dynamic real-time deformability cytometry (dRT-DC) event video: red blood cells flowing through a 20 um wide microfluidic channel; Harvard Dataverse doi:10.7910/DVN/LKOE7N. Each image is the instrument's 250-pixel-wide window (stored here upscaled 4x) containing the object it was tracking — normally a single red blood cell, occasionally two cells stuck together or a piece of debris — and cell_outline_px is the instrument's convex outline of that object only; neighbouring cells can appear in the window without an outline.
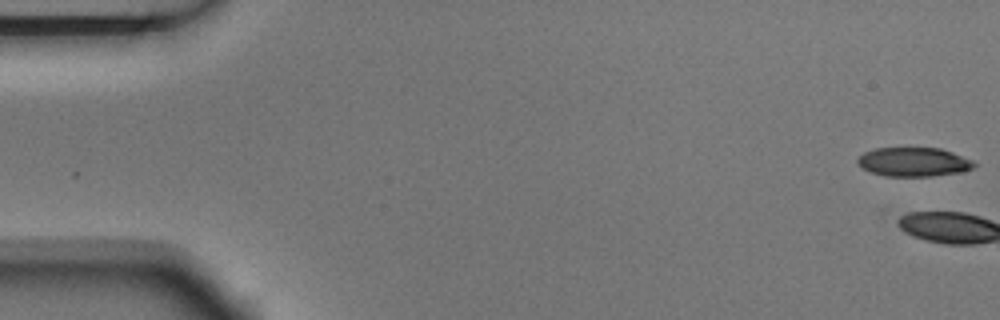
{"species": "Egyptian fruit bat (a non-hibernating species)", "species_latin": "Rousettus aegyptiacus", "temperature_condition": "room temperature", "stored_images_in_passage": 7, "camera_frame_rate_fps": 3000, "um_per_image_px": 0.085, "animal": {"sex": "male"}, "frame": {"image": 1, "passage_image": 1, "time_ms": 0.0, "image_size_px": [1000, 320], "cell_outline_px": [[976, 164], [972, 168], [960, 172], [932, 176], [884, 176], [872, 172], [864, 168], [856, 160], [864, 152], [876, 148], [940, 148], [952, 152], [972, 160]], "centroid_in_image_um": [77.67, 13.76], "position_along_channel_um": 7.3, "area_um2": 19.48}}
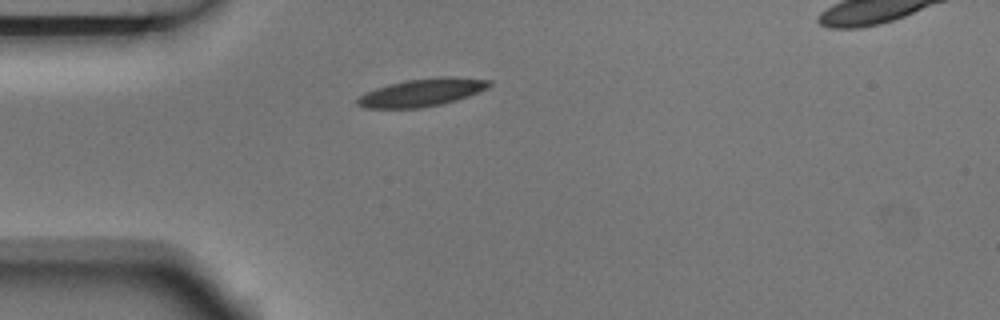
{"frame": {"image": 2, "passage_image": 7, "time_ms": 2.0, "image_size_px": [1000, 320], "cell_outline_px": [[492, 84], [488, 88], [468, 96], [456, 100], [440, 104], [420, 108], [364, 108], [356, 104], [356, 100], [360, 96], [376, 88], [388, 84], [408, 80], [436, 76], [456, 76], [492, 80]], "centroid_in_image_um": [35.91, 7.84], "position_along_channel_um": 49.1, "area_um2": 21.39}}